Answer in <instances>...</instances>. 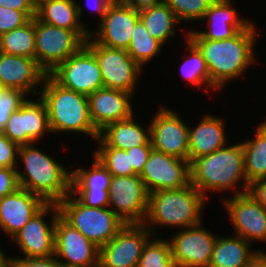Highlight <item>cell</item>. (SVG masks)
Instances as JSON below:
<instances>
[{
  "instance_id": "1",
  "label": "cell",
  "mask_w": 266,
  "mask_h": 267,
  "mask_svg": "<svg viewBox=\"0 0 266 267\" xmlns=\"http://www.w3.org/2000/svg\"><path fill=\"white\" fill-rule=\"evenodd\" d=\"M257 27L253 21L234 36L224 40H206L190 29L186 38L198 49L206 61L212 90H223L225 85L244 77L257 61L255 44ZM255 49V50H254Z\"/></svg>"
},
{
  "instance_id": "2",
  "label": "cell",
  "mask_w": 266,
  "mask_h": 267,
  "mask_svg": "<svg viewBox=\"0 0 266 267\" xmlns=\"http://www.w3.org/2000/svg\"><path fill=\"white\" fill-rule=\"evenodd\" d=\"M190 173L191 184L207 199L209 191H231L232 196L248 191L241 142L227 144L209 155L194 159L190 163Z\"/></svg>"
},
{
  "instance_id": "3",
  "label": "cell",
  "mask_w": 266,
  "mask_h": 267,
  "mask_svg": "<svg viewBox=\"0 0 266 267\" xmlns=\"http://www.w3.org/2000/svg\"><path fill=\"white\" fill-rule=\"evenodd\" d=\"M35 145L38 143L19 146L17 159L24 166L22 172L16 171L19 185L46 203L58 204L71 193L72 172Z\"/></svg>"
},
{
  "instance_id": "4",
  "label": "cell",
  "mask_w": 266,
  "mask_h": 267,
  "mask_svg": "<svg viewBox=\"0 0 266 267\" xmlns=\"http://www.w3.org/2000/svg\"><path fill=\"white\" fill-rule=\"evenodd\" d=\"M207 200L192 184L179 189L157 190L149 194L148 209L143 224L154 237L157 234L154 232L157 225L173 229L198 225L204 219L202 210Z\"/></svg>"
},
{
  "instance_id": "5",
  "label": "cell",
  "mask_w": 266,
  "mask_h": 267,
  "mask_svg": "<svg viewBox=\"0 0 266 267\" xmlns=\"http://www.w3.org/2000/svg\"><path fill=\"white\" fill-rule=\"evenodd\" d=\"M39 92L47 107L51 134L82 133L96 141L99 132L90 119L88 96L62 87L49 74Z\"/></svg>"
},
{
  "instance_id": "6",
  "label": "cell",
  "mask_w": 266,
  "mask_h": 267,
  "mask_svg": "<svg viewBox=\"0 0 266 267\" xmlns=\"http://www.w3.org/2000/svg\"><path fill=\"white\" fill-rule=\"evenodd\" d=\"M60 215L99 248L125 226L109 207L84 205L72 192L58 203Z\"/></svg>"
},
{
  "instance_id": "7",
  "label": "cell",
  "mask_w": 266,
  "mask_h": 267,
  "mask_svg": "<svg viewBox=\"0 0 266 267\" xmlns=\"http://www.w3.org/2000/svg\"><path fill=\"white\" fill-rule=\"evenodd\" d=\"M34 30L36 62L47 74L78 52L86 43L76 31L46 24L36 17Z\"/></svg>"
},
{
  "instance_id": "8",
  "label": "cell",
  "mask_w": 266,
  "mask_h": 267,
  "mask_svg": "<svg viewBox=\"0 0 266 267\" xmlns=\"http://www.w3.org/2000/svg\"><path fill=\"white\" fill-rule=\"evenodd\" d=\"M85 45L98 60L104 88L120 89L131 94L140 83L142 68L123 49H114L98 44L91 36Z\"/></svg>"
},
{
  "instance_id": "9",
  "label": "cell",
  "mask_w": 266,
  "mask_h": 267,
  "mask_svg": "<svg viewBox=\"0 0 266 267\" xmlns=\"http://www.w3.org/2000/svg\"><path fill=\"white\" fill-rule=\"evenodd\" d=\"M49 75L62 87L86 96L104 87L98 60L86 45Z\"/></svg>"
},
{
  "instance_id": "10",
  "label": "cell",
  "mask_w": 266,
  "mask_h": 267,
  "mask_svg": "<svg viewBox=\"0 0 266 267\" xmlns=\"http://www.w3.org/2000/svg\"><path fill=\"white\" fill-rule=\"evenodd\" d=\"M109 208L126 224H143L148 209L149 192L141 177H111Z\"/></svg>"
},
{
  "instance_id": "11",
  "label": "cell",
  "mask_w": 266,
  "mask_h": 267,
  "mask_svg": "<svg viewBox=\"0 0 266 267\" xmlns=\"http://www.w3.org/2000/svg\"><path fill=\"white\" fill-rule=\"evenodd\" d=\"M150 122L152 148L189 161V125L178 112L161 105Z\"/></svg>"
},
{
  "instance_id": "12",
  "label": "cell",
  "mask_w": 266,
  "mask_h": 267,
  "mask_svg": "<svg viewBox=\"0 0 266 267\" xmlns=\"http://www.w3.org/2000/svg\"><path fill=\"white\" fill-rule=\"evenodd\" d=\"M152 237L144 224H125L99 248V267H138L144 247Z\"/></svg>"
},
{
  "instance_id": "13",
  "label": "cell",
  "mask_w": 266,
  "mask_h": 267,
  "mask_svg": "<svg viewBox=\"0 0 266 267\" xmlns=\"http://www.w3.org/2000/svg\"><path fill=\"white\" fill-rule=\"evenodd\" d=\"M52 212V214H51ZM51 214L50 223L46 221ZM60 215L57 203H47L31 220L11 239L18 246L22 257L54 256L55 222Z\"/></svg>"
},
{
  "instance_id": "14",
  "label": "cell",
  "mask_w": 266,
  "mask_h": 267,
  "mask_svg": "<svg viewBox=\"0 0 266 267\" xmlns=\"http://www.w3.org/2000/svg\"><path fill=\"white\" fill-rule=\"evenodd\" d=\"M139 176L149 194L179 189L191 184L190 162L152 149Z\"/></svg>"
},
{
  "instance_id": "15",
  "label": "cell",
  "mask_w": 266,
  "mask_h": 267,
  "mask_svg": "<svg viewBox=\"0 0 266 267\" xmlns=\"http://www.w3.org/2000/svg\"><path fill=\"white\" fill-rule=\"evenodd\" d=\"M54 256L65 267L99 266V247L61 215L55 222Z\"/></svg>"
},
{
  "instance_id": "16",
  "label": "cell",
  "mask_w": 266,
  "mask_h": 267,
  "mask_svg": "<svg viewBox=\"0 0 266 267\" xmlns=\"http://www.w3.org/2000/svg\"><path fill=\"white\" fill-rule=\"evenodd\" d=\"M201 224L180 229L170 237L176 267H209L217 236Z\"/></svg>"
},
{
  "instance_id": "17",
  "label": "cell",
  "mask_w": 266,
  "mask_h": 267,
  "mask_svg": "<svg viewBox=\"0 0 266 267\" xmlns=\"http://www.w3.org/2000/svg\"><path fill=\"white\" fill-rule=\"evenodd\" d=\"M2 132L18 146L37 143L45 133L51 134L45 103L40 97L27 99L10 115Z\"/></svg>"
},
{
  "instance_id": "18",
  "label": "cell",
  "mask_w": 266,
  "mask_h": 267,
  "mask_svg": "<svg viewBox=\"0 0 266 267\" xmlns=\"http://www.w3.org/2000/svg\"><path fill=\"white\" fill-rule=\"evenodd\" d=\"M229 220L234 227V235L252 243L266 244V210L248 193L222 199Z\"/></svg>"
},
{
  "instance_id": "19",
  "label": "cell",
  "mask_w": 266,
  "mask_h": 267,
  "mask_svg": "<svg viewBox=\"0 0 266 267\" xmlns=\"http://www.w3.org/2000/svg\"><path fill=\"white\" fill-rule=\"evenodd\" d=\"M138 21L139 11L114 0L90 36L105 47L127 50Z\"/></svg>"
},
{
  "instance_id": "20",
  "label": "cell",
  "mask_w": 266,
  "mask_h": 267,
  "mask_svg": "<svg viewBox=\"0 0 266 267\" xmlns=\"http://www.w3.org/2000/svg\"><path fill=\"white\" fill-rule=\"evenodd\" d=\"M133 94L120 89L100 88L88 96L90 119L100 132L107 125L130 118L135 112Z\"/></svg>"
},
{
  "instance_id": "21",
  "label": "cell",
  "mask_w": 266,
  "mask_h": 267,
  "mask_svg": "<svg viewBox=\"0 0 266 267\" xmlns=\"http://www.w3.org/2000/svg\"><path fill=\"white\" fill-rule=\"evenodd\" d=\"M46 75L36 59L0 53V87L21 90L33 98Z\"/></svg>"
},
{
  "instance_id": "22",
  "label": "cell",
  "mask_w": 266,
  "mask_h": 267,
  "mask_svg": "<svg viewBox=\"0 0 266 267\" xmlns=\"http://www.w3.org/2000/svg\"><path fill=\"white\" fill-rule=\"evenodd\" d=\"M47 203L38 195L18 188L0 199V228L13 238Z\"/></svg>"
},
{
  "instance_id": "23",
  "label": "cell",
  "mask_w": 266,
  "mask_h": 267,
  "mask_svg": "<svg viewBox=\"0 0 266 267\" xmlns=\"http://www.w3.org/2000/svg\"><path fill=\"white\" fill-rule=\"evenodd\" d=\"M234 3L233 0H215L201 20L206 19L208 29L194 31L206 40H224L245 29L252 21L239 17Z\"/></svg>"
},
{
  "instance_id": "24",
  "label": "cell",
  "mask_w": 266,
  "mask_h": 267,
  "mask_svg": "<svg viewBox=\"0 0 266 267\" xmlns=\"http://www.w3.org/2000/svg\"><path fill=\"white\" fill-rule=\"evenodd\" d=\"M201 120V121H200ZM196 127L189 125V162L221 149L227 142L225 121L212 114L202 116Z\"/></svg>"
},
{
  "instance_id": "25",
  "label": "cell",
  "mask_w": 266,
  "mask_h": 267,
  "mask_svg": "<svg viewBox=\"0 0 266 267\" xmlns=\"http://www.w3.org/2000/svg\"><path fill=\"white\" fill-rule=\"evenodd\" d=\"M83 11L77 0H52L39 5L35 17L46 24L76 31L87 41L92 29L82 22Z\"/></svg>"
},
{
  "instance_id": "26",
  "label": "cell",
  "mask_w": 266,
  "mask_h": 267,
  "mask_svg": "<svg viewBox=\"0 0 266 267\" xmlns=\"http://www.w3.org/2000/svg\"><path fill=\"white\" fill-rule=\"evenodd\" d=\"M147 126V127H146ZM142 126L133 114L130 118L107 125L99 132L96 147H112L127 150L145 145L150 140V125Z\"/></svg>"
},
{
  "instance_id": "27",
  "label": "cell",
  "mask_w": 266,
  "mask_h": 267,
  "mask_svg": "<svg viewBox=\"0 0 266 267\" xmlns=\"http://www.w3.org/2000/svg\"><path fill=\"white\" fill-rule=\"evenodd\" d=\"M253 243L240 236L221 237L217 235L209 267H245L259 251Z\"/></svg>"
},
{
  "instance_id": "28",
  "label": "cell",
  "mask_w": 266,
  "mask_h": 267,
  "mask_svg": "<svg viewBox=\"0 0 266 267\" xmlns=\"http://www.w3.org/2000/svg\"><path fill=\"white\" fill-rule=\"evenodd\" d=\"M254 138L241 142L244 156V170L247 181L266 179V119L260 122Z\"/></svg>"
},
{
  "instance_id": "29",
  "label": "cell",
  "mask_w": 266,
  "mask_h": 267,
  "mask_svg": "<svg viewBox=\"0 0 266 267\" xmlns=\"http://www.w3.org/2000/svg\"><path fill=\"white\" fill-rule=\"evenodd\" d=\"M139 20L148 33L163 46L170 37H175L177 34L175 27L177 28L181 23L163 1L150 8L140 10Z\"/></svg>"
},
{
  "instance_id": "30",
  "label": "cell",
  "mask_w": 266,
  "mask_h": 267,
  "mask_svg": "<svg viewBox=\"0 0 266 267\" xmlns=\"http://www.w3.org/2000/svg\"><path fill=\"white\" fill-rule=\"evenodd\" d=\"M34 18L0 36V51L5 54L36 59Z\"/></svg>"
},
{
  "instance_id": "31",
  "label": "cell",
  "mask_w": 266,
  "mask_h": 267,
  "mask_svg": "<svg viewBox=\"0 0 266 267\" xmlns=\"http://www.w3.org/2000/svg\"><path fill=\"white\" fill-rule=\"evenodd\" d=\"M92 157L89 169L79 167L71 171V190H109L111 174L94 155Z\"/></svg>"
},
{
  "instance_id": "32",
  "label": "cell",
  "mask_w": 266,
  "mask_h": 267,
  "mask_svg": "<svg viewBox=\"0 0 266 267\" xmlns=\"http://www.w3.org/2000/svg\"><path fill=\"white\" fill-rule=\"evenodd\" d=\"M163 45L152 37L139 20L134 27L127 53L143 69L163 50ZM150 61V62H149Z\"/></svg>"
},
{
  "instance_id": "33",
  "label": "cell",
  "mask_w": 266,
  "mask_h": 267,
  "mask_svg": "<svg viewBox=\"0 0 266 267\" xmlns=\"http://www.w3.org/2000/svg\"><path fill=\"white\" fill-rule=\"evenodd\" d=\"M186 48L188 49V55L180 66L181 76L185 82H188L191 86L198 85L197 87H205L206 91L210 87V73L206 64V61L202 57L198 49L186 38Z\"/></svg>"
},
{
  "instance_id": "34",
  "label": "cell",
  "mask_w": 266,
  "mask_h": 267,
  "mask_svg": "<svg viewBox=\"0 0 266 267\" xmlns=\"http://www.w3.org/2000/svg\"><path fill=\"white\" fill-rule=\"evenodd\" d=\"M138 267H176L169 239L153 236L144 247Z\"/></svg>"
},
{
  "instance_id": "35",
  "label": "cell",
  "mask_w": 266,
  "mask_h": 267,
  "mask_svg": "<svg viewBox=\"0 0 266 267\" xmlns=\"http://www.w3.org/2000/svg\"><path fill=\"white\" fill-rule=\"evenodd\" d=\"M92 154L103 164L112 177L136 175L130 165L126 150L112 147H98Z\"/></svg>"
},
{
  "instance_id": "36",
  "label": "cell",
  "mask_w": 266,
  "mask_h": 267,
  "mask_svg": "<svg viewBox=\"0 0 266 267\" xmlns=\"http://www.w3.org/2000/svg\"><path fill=\"white\" fill-rule=\"evenodd\" d=\"M181 22L202 20L215 0H162Z\"/></svg>"
},
{
  "instance_id": "37",
  "label": "cell",
  "mask_w": 266,
  "mask_h": 267,
  "mask_svg": "<svg viewBox=\"0 0 266 267\" xmlns=\"http://www.w3.org/2000/svg\"><path fill=\"white\" fill-rule=\"evenodd\" d=\"M21 90L0 87V131H3L10 115L28 99Z\"/></svg>"
},
{
  "instance_id": "38",
  "label": "cell",
  "mask_w": 266,
  "mask_h": 267,
  "mask_svg": "<svg viewBox=\"0 0 266 267\" xmlns=\"http://www.w3.org/2000/svg\"><path fill=\"white\" fill-rule=\"evenodd\" d=\"M30 18L22 11L0 6V36L23 26Z\"/></svg>"
},
{
  "instance_id": "39",
  "label": "cell",
  "mask_w": 266,
  "mask_h": 267,
  "mask_svg": "<svg viewBox=\"0 0 266 267\" xmlns=\"http://www.w3.org/2000/svg\"><path fill=\"white\" fill-rule=\"evenodd\" d=\"M19 146L0 131V168H18Z\"/></svg>"
},
{
  "instance_id": "40",
  "label": "cell",
  "mask_w": 266,
  "mask_h": 267,
  "mask_svg": "<svg viewBox=\"0 0 266 267\" xmlns=\"http://www.w3.org/2000/svg\"><path fill=\"white\" fill-rule=\"evenodd\" d=\"M71 192L86 206L96 208L109 206L108 191L71 190Z\"/></svg>"
},
{
  "instance_id": "41",
  "label": "cell",
  "mask_w": 266,
  "mask_h": 267,
  "mask_svg": "<svg viewBox=\"0 0 266 267\" xmlns=\"http://www.w3.org/2000/svg\"><path fill=\"white\" fill-rule=\"evenodd\" d=\"M152 149L151 141L149 140L145 145L135 146L126 150L127 154H129L130 165L136 174L139 175L142 172Z\"/></svg>"
},
{
  "instance_id": "42",
  "label": "cell",
  "mask_w": 266,
  "mask_h": 267,
  "mask_svg": "<svg viewBox=\"0 0 266 267\" xmlns=\"http://www.w3.org/2000/svg\"><path fill=\"white\" fill-rule=\"evenodd\" d=\"M17 168H0V199L20 188Z\"/></svg>"
},
{
  "instance_id": "43",
  "label": "cell",
  "mask_w": 266,
  "mask_h": 267,
  "mask_svg": "<svg viewBox=\"0 0 266 267\" xmlns=\"http://www.w3.org/2000/svg\"><path fill=\"white\" fill-rule=\"evenodd\" d=\"M1 7H8L17 11L24 12L30 19L36 15V8L32 0H0Z\"/></svg>"
},
{
  "instance_id": "44",
  "label": "cell",
  "mask_w": 266,
  "mask_h": 267,
  "mask_svg": "<svg viewBox=\"0 0 266 267\" xmlns=\"http://www.w3.org/2000/svg\"><path fill=\"white\" fill-rule=\"evenodd\" d=\"M25 267H65L55 256L17 258Z\"/></svg>"
},
{
  "instance_id": "45",
  "label": "cell",
  "mask_w": 266,
  "mask_h": 267,
  "mask_svg": "<svg viewBox=\"0 0 266 267\" xmlns=\"http://www.w3.org/2000/svg\"><path fill=\"white\" fill-rule=\"evenodd\" d=\"M247 192L266 210V179L251 182Z\"/></svg>"
},
{
  "instance_id": "46",
  "label": "cell",
  "mask_w": 266,
  "mask_h": 267,
  "mask_svg": "<svg viewBox=\"0 0 266 267\" xmlns=\"http://www.w3.org/2000/svg\"><path fill=\"white\" fill-rule=\"evenodd\" d=\"M113 1L114 0H85V5L88 6L89 9L93 10V12H96L99 15V22H101L103 16L106 14L108 6Z\"/></svg>"
},
{
  "instance_id": "47",
  "label": "cell",
  "mask_w": 266,
  "mask_h": 267,
  "mask_svg": "<svg viewBox=\"0 0 266 267\" xmlns=\"http://www.w3.org/2000/svg\"><path fill=\"white\" fill-rule=\"evenodd\" d=\"M117 2L129 6L137 11L150 8L159 4L162 0H116Z\"/></svg>"
},
{
  "instance_id": "48",
  "label": "cell",
  "mask_w": 266,
  "mask_h": 267,
  "mask_svg": "<svg viewBox=\"0 0 266 267\" xmlns=\"http://www.w3.org/2000/svg\"><path fill=\"white\" fill-rule=\"evenodd\" d=\"M245 267H266V252L259 250Z\"/></svg>"
},
{
  "instance_id": "49",
  "label": "cell",
  "mask_w": 266,
  "mask_h": 267,
  "mask_svg": "<svg viewBox=\"0 0 266 267\" xmlns=\"http://www.w3.org/2000/svg\"><path fill=\"white\" fill-rule=\"evenodd\" d=\"M5 267H25V266L17 258L11 256L8 259Z\"/></svg>"
},
{
  "instance_id": "50",
  "label": "cell",
  "mask_w": 266,
  "mask_h": 267,
  "mask_svg": "<svg viewBox=\"0 0 266 267\" xmlns=\"http://www.w3.org/2000/svg\"><path fill=\"white\" fill-rule=\"evenodd\" d=\"M5 251L0 248V267H5L10 256H7Z\"/></svg>"
},
{
  "instance_id": "51",
  "label": "cell",
  "mask_w": 266,
  "mask_h": 267,
  "mask_svg": "<svg viewBox=\"0 0 266 267\" xmlns=\"http://www.w3.org/2000/svg\"><path fill=\"white\" fill-rule=\"evenodd\" d=\"M47 1H52V0H32L35 8H37L39 5H41Z\"/></svg>"
}]
</instances>
